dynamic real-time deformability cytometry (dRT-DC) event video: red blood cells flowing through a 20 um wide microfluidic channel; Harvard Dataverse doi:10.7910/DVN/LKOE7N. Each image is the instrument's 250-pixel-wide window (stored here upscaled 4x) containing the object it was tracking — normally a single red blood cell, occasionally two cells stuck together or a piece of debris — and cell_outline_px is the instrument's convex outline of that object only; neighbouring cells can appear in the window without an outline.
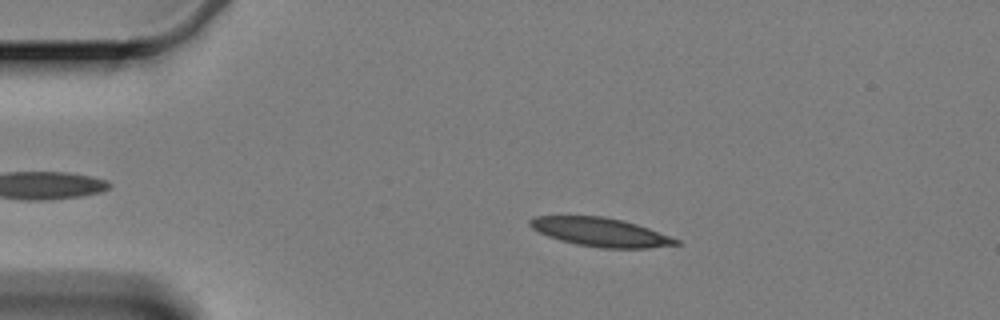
{"species": "Egyptian fruit bat (a non-hibernating species)", "species_latin": "Rousettus aegyptiacus", "temperature_condition": "cold", "stored_images_in_passage": 52, "camera_frame_rate_fps": 3000, "um_per_image_px": 0.085, "animal": {"sex": "female"}, "frame": {"image": 1, "passage_image": 11, "time_ms": 3.333, "image_size_px": [1000, 320], "cell_outline_px": [[676, 244], [628, 248], [584, 244], [568, 240], [544, 232], [536, 228], [532, 224], [532, 220], [548, 216], [588, 216], [616, 220], [632, 224], [644, 228], [676, 240]], "centroid_in_image_um": [51.05, 19.71], "position_along_channel_um": 33.9, "area_um2": 21.15}}
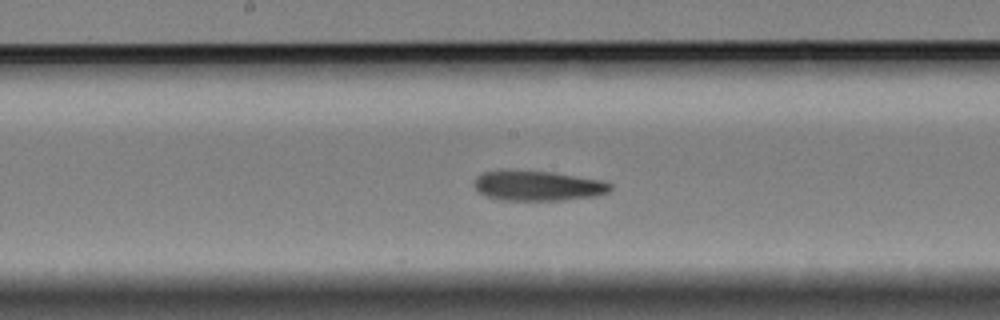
{"frame": {"image": 2, "passage_image": 30, "time_ms": 9.667, "image_size_px": [1000, 320], "cell_outline_px": [[608, 188], [600, 192], [564, 196], [508, 196], [488, 192], [480, 188], [476, 184], [484, 176], [500, 172], [532, 172], [564, 176], [588, 180], [608, 184]], "centroid_in_image_um": [45.7, 15.71], "position_along_channel_um": 202.5, "area_um2": 17.46}}
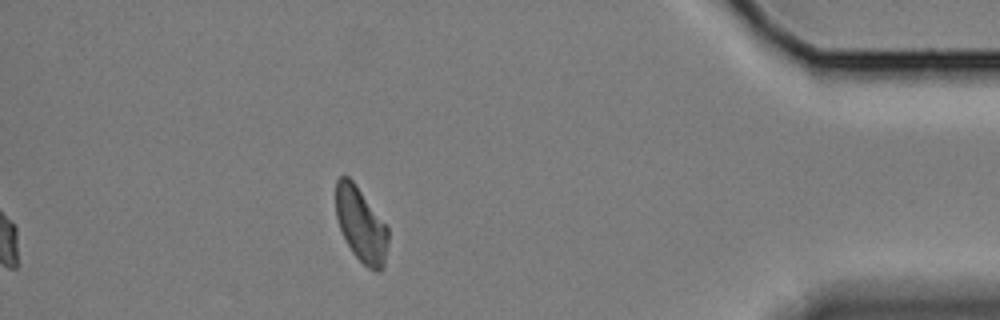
{"frame": {"image": 3, "passage_image": 52, "time_ms": 17.0, "image_size_px": [1000, 320], "cell_outline_px": [[388, 236], [380, 268], [372, 268], [360, 260], [344, 236], [336, 212], [336, 184], [340, 176], [344, 176], [356, 188], [388, 228]], "centroid_in_image_um": [30.65, 19.06], "position_along_channel_um": 404.6, "area_um2": 20.4}}